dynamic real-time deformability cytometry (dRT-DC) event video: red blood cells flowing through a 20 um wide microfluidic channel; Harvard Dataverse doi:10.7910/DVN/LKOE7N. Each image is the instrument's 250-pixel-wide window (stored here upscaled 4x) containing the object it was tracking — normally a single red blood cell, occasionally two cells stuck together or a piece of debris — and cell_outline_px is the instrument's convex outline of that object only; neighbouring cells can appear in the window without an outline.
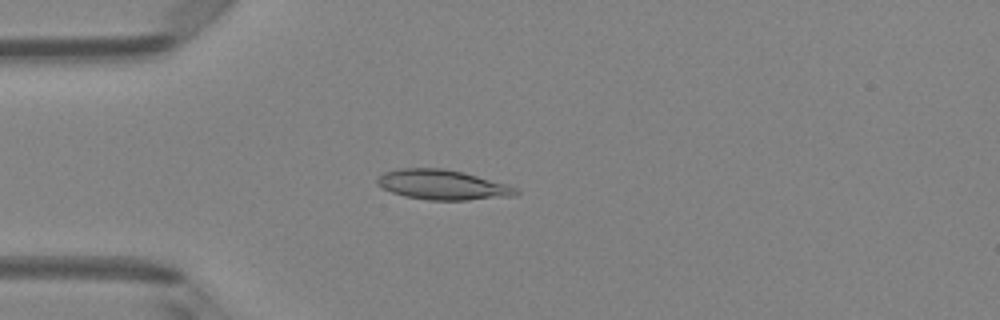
{"species": "Egyptian fruit bat (a non-hibernating species)", "species_latin": "Rousettus aegyptiacus", "temperature_condition": "room temperature", "stored_images_in_passage": 4, "camera_frame_rate_fps": 3000, "um_per_image_px": 0.085, "animal": {"sex": "female"}, "frame": {"image": 1, "passage_image": 4, "time_ms": 1.0, "image_size_px": [1000, 320], "cell_outline_px": [[520, 192], [516, 196], [468, 200], [428, 200], [404, 196], [392, 192], [376, 184], [376, 176], [384, 172], [400, 168], [444, 168], [464, 172], [508, 184], [516, 188]], "centroid_in_image_um": [37.63, 15.7], "position_along_channel_um": 47.4, "area_um2": 24.45}}